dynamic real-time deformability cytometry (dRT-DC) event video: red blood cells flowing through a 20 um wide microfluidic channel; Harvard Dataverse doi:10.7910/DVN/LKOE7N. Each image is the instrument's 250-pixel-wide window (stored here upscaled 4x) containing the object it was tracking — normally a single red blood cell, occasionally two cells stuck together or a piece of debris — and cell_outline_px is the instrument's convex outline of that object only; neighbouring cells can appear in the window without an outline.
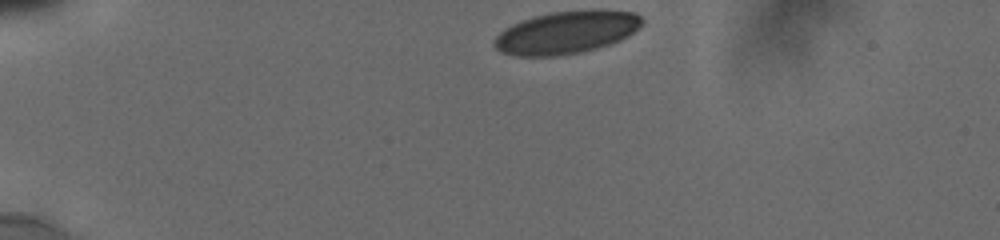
{"species": "human", "species_latin": "Homo sapiens", "temperature_condition": "cold", "stored_images_in_passage": 5, "camera_frame_rate_fps": 3000, "um_per_image_px": 0.085, "donor": {"sex": "male"}, "frame": {"image": 1, "passage_image": 1, "time_ms": 0.0, "image_size_px": [1000, 240], "cell_outline_px": [[644, 24], [628, 36], [612, 44], [580, 52], [556, 56], [516, 56], [500, 52], [492, 44], [496, 36], [504, 28], [512, 24], [536, 16], [552, 12], [632, 12], [640, 16], [644, 20]], "centroid_in_image_um": [48.1, 2.8], "position_along_channel_um": 36.9, "area_um2": 35.89}}
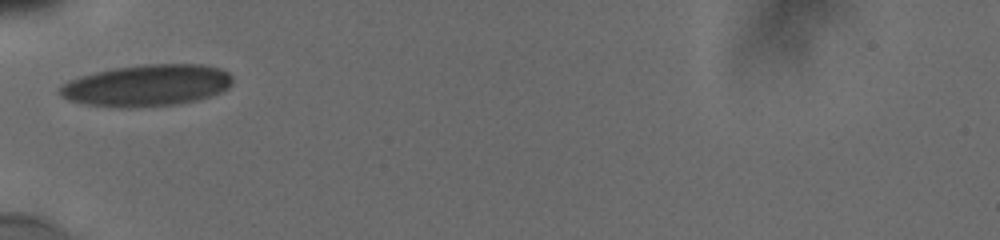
{"frame": {"image": 2, "passage_image": 4, "time_ms": 2.667, "image_size_px": [1000, 240], "cell_outline_px": [[232, 84], [228, 88], [220, 92], [196, 100], [180, 104], [136, 108], [120, 108], [84, 104], [68, 100], [60, 92], [60, 88], [68, 80], [80, 76], [112, 68], [144, 64], [200, 64], [220, 68], [228, 72], [232, 76]], "centroid_in_image_um": [12.5, 7.26], "position_along_channel_um": 72.5, "area_um2": 42.08}}